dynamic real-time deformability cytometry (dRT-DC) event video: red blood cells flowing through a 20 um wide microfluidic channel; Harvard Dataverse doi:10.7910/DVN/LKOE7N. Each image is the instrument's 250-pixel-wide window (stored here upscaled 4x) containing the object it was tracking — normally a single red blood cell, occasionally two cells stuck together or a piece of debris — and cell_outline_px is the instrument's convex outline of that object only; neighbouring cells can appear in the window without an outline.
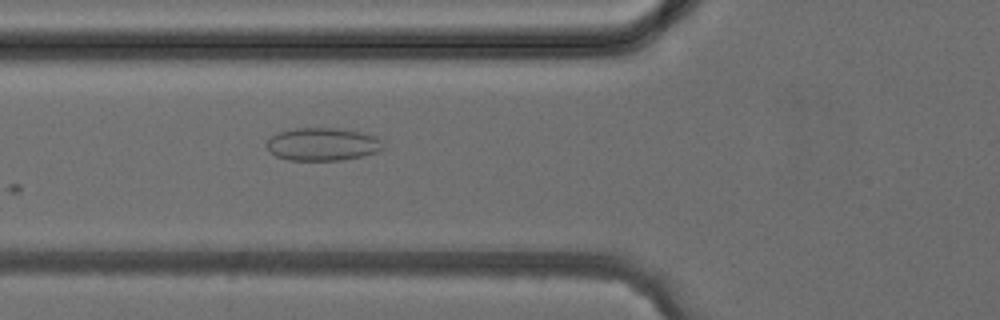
{"species": "common noctule bat (a hibernating species)", "species_latin": "Nyctalus noctula", "temperature_condition": "cold", "stored_images_in_passage": 3, "camera_frame_rate_fps": 3000, "um_per_image_px": 0.085, "animal": {"sex": "female", "body_mass_g": 24.6, "forearm_length_mm": 56.2}, "frame": {"image": 1, "passage_image": 3, "time_ms": 2.333, "image_size_px": [1000, 320], "cell_outline_px": [[384, 148], [376, 152], [360, 156], [340, 160], [288, 160], [276, 156], [268, 152], [264, 144], [272, 136], [280, 132], [296, 128], [336, 128], [360, 132], [372, 136], [380, 140]], "centroid_in_image_um": [27.35, 12.26], "position_along_channel_um": 98.5, "area_um2": 22.14}}